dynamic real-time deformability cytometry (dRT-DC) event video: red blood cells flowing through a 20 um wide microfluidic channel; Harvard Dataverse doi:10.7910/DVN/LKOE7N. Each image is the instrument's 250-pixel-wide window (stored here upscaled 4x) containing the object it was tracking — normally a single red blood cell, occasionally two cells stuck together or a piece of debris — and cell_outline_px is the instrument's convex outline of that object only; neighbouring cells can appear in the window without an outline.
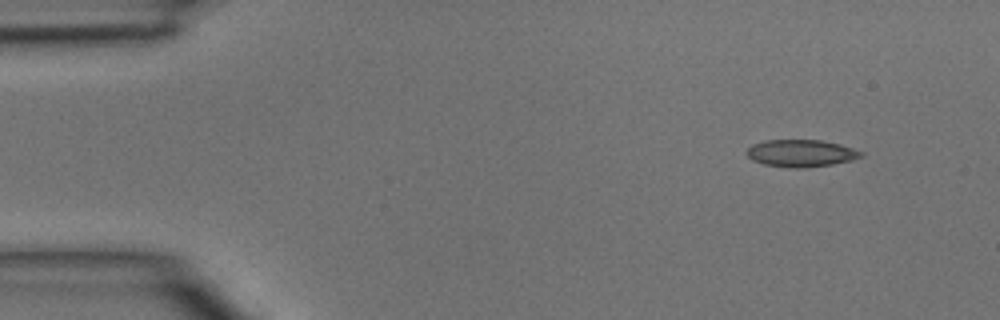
{"species": "common noctule bat (a hibernating species)", "species_latin": "Nyctalus noctula", "temperature_condition": "room temperature", "stored_images_in_passage": 3, "camera_frame_rate_fps": 3000, "um_per_image_px": 0.085, "animal": {"sex": "male", "body_mass_g": 15.6}, "frame": {"image": 1, "passage_image": 1, "time_ms": 0.0, "image_size_px": [1000, 320], "cell_outline_px": [[864, 156], [852, 160], [832, 164], [804, 168], [792, 168], [764, 164], [752, 160], [744, 152], [752, 144], [764, 140], [820, 140], [840, 144], [864, 152]], "centroid_in_image_um": [68.08, 13.02], "position_along_channel_um": 16.9, "area_um2": 18.21}}
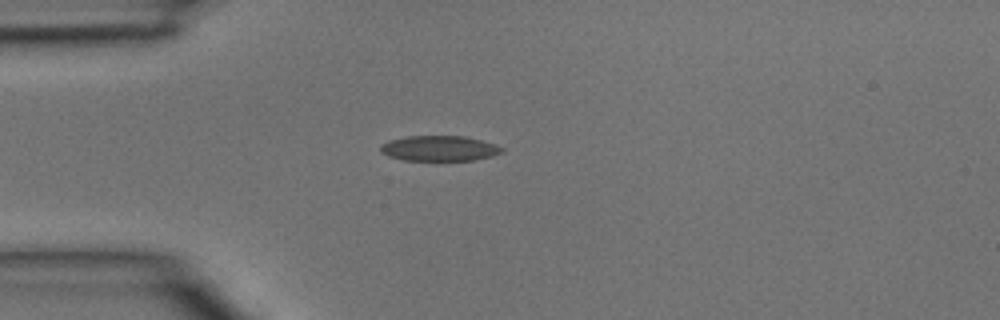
{"frame": {"image": 2, "passage_image": 3, "time_ms": 0.667, "image_size_px": [1000, 320], "cell_outline_px": [[504, 152], [492, 156], [476, 160], [404, 160], [388, 156], [380, 152], [380, 144], [388, 140], [408, 136], [464, 136], [496, 144], [504, 148]], "centroid_in_image_um": [37.34, 12.61], "position_along_channel_um": 47.7, "area_um2": 18.03}}